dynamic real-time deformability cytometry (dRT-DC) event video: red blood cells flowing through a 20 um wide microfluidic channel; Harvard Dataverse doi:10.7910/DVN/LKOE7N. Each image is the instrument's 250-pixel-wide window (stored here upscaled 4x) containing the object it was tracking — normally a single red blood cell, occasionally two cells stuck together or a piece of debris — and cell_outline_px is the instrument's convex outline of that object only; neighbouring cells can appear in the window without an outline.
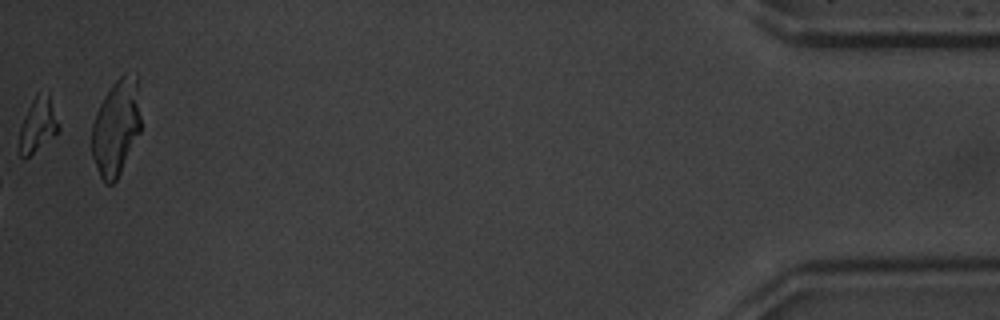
{"species": "common noctule bat (a hibernating species)", "species_latin": "Nyctalus noctula", "temperature_condition": "warm", "stored_images_in_passage": 55, "camera_frame_rate_fps": 3000, "um_per_image_px": 0.085, "animal": {"sex": "male", "body_mass_g": 20.1, "forearm_length_mm": 53.5}, "frame": {"image": 1, "passage_image": 55, "time_ms": 18.0, "image_size_px": [1000, 320], "cell_outline_px": [[60, 128], [52, 136], [24, 160], [20, 156], [20, 128], [28, 108], [36, 92], [48, 88]], "centroid_in_image_um": [3.23, 10.51], "position_along_channel_um": 432.0, "area_um2": 12.37}, "authors_computed_cell_mechanics": {"area_um2": 17.5134, "velocity_mm_per_s": 3.9177, "shape_relaxation_time_tau1_ms": 3.1225, "shape_relaxation_time_tau2_ms": 2.7163, "deformation_change_tau1": 0.1615, "deformation_change_tau2": 0.093}}